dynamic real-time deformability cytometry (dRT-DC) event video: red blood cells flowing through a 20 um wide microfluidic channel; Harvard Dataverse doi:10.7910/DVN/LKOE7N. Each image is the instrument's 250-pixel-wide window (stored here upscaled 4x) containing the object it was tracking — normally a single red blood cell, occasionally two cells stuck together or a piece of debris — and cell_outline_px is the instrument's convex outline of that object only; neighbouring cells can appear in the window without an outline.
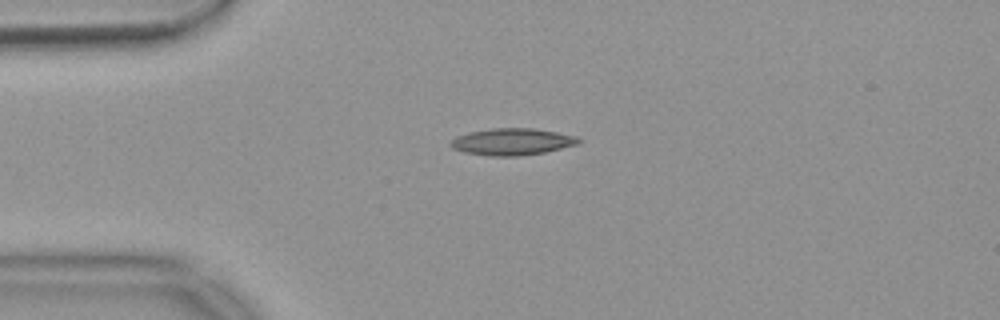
{"species": "common noctule bat (a hibernating species)", "species_latin": "Nyctalus noctula", "temperature_condition": "warm", "stored_images_in_passage": 42, "camera_frame_rate_fps": 3000, "um_per_image_px": 0.085, "animal": {"sex": "female", "body_mass_g": 18.4}, "frame": {"image": 1, "passage_image": 1, "time_ms": 0.0, "image_size_px": [1000, 320], "cell_outline_px": [[584, 140], [580, 144], [544, 152], [516, 156], [492, 156], [464, 152], [452, 148], [448, 144], [456, 136], [468, 132], [492, 128], [532, 128], [556, 132], [576, 136]], "centroid_in_image_um": [43.54, 12.04], "position_along_channel_um": 41.5, "area_um2": 20.06}}
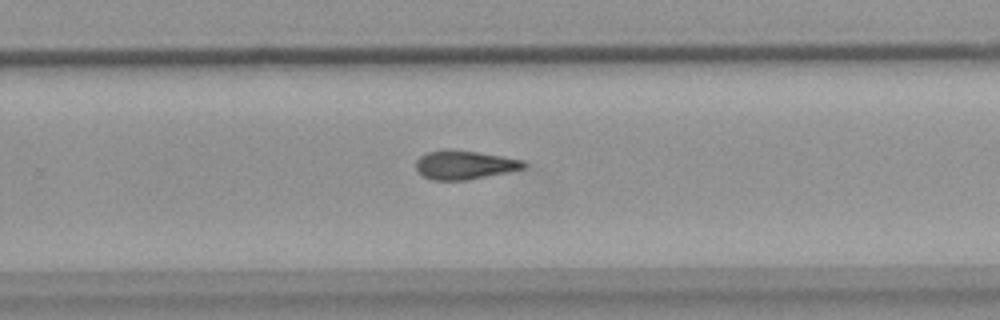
{"frame": {"image": 2, "passage_image": 23, "time_ms": 7.333, "image_size_px": [1000, 320], "cell_outline_px": [[528, 164], [524, 168], [468, 180], [432, 180], [416, 172], [416, 160], [420, 156], [428, 152], [476, 152], [524, 160]], "centroid_in_image_um": [39.49, 14.06], "position_along_channel_um": 290.3, "area_um2": 17.4}}
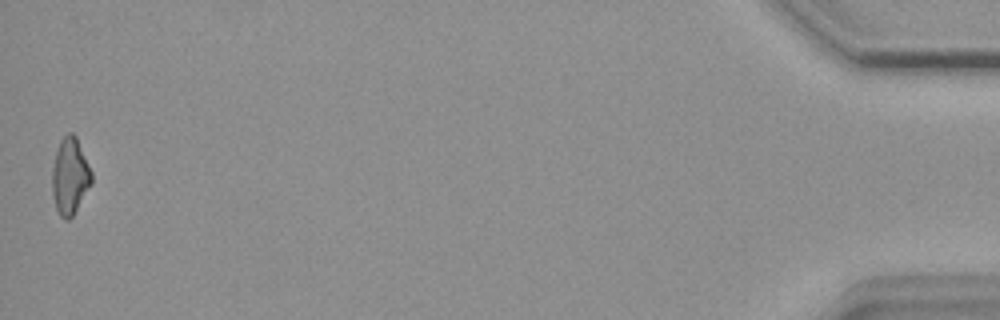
{"frame": {"image": 3, "passage_image": 42, "time_ms": 13.667, "image_size_px": [1000, 320], "cell_outline_px": [[92, 184], [72, 216], [68, 220], [64, 220], [60, 216], [56, 208], [52, 192], [52, 168], [56, 152], [60, 140], [68, 132], [72, 132], [76, 136], [92, 172]], "centroid_in_image_um": [5.95, 14.97], "position_along_channel_um": 429.3, "area_um2": 17.57}, "authors_computed_cell_mechanics": {"area_um2": 18.0914, "velocity_mm_per_s": 3.7085, "shape_relaxation_time_tau1_ms": null, "shape_relaxation_time_tau2_ms": 8.1618, "deformation_change_tau1": null, "deformation_change_tau2": 0.1951}}